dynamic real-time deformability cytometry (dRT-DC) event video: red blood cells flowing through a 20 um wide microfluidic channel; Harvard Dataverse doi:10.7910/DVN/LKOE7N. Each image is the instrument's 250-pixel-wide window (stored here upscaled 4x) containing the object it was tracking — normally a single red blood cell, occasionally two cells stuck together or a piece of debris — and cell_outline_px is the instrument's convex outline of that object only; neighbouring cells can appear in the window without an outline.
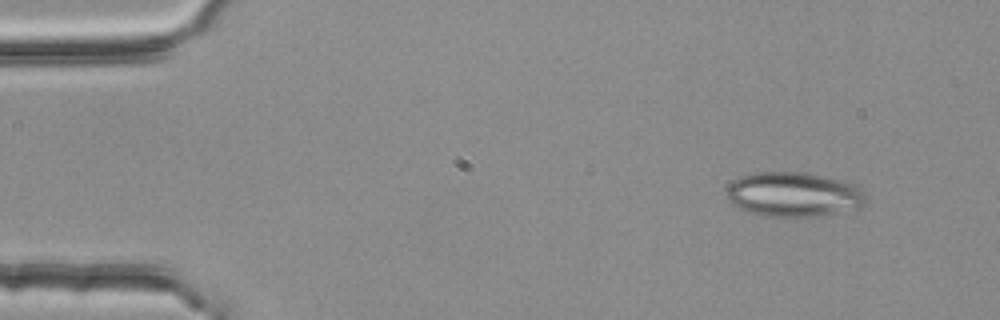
{"species": "common noctule bat (a hibernating species)", "species_latin": "Nyctalus noctula", "temperature_condition": "room temperature", "stored_images_in_passage": 4, "camera_frame_rate_fps": 3000, "um_per_image_px": 0.085, "animal": {"sex": "female", "body_mass_g": 25.1}, "frame": {"image": 1, "passage_image": 1, "time_ms": 0.0, "image_size_px": [1000, 320], "cell_outline_px": [[868, 200], [860, 208], [816, 216], [768, 216], [748, 212], [732, 204], [728, 200], [724, 192], [732, 180], [740, 176], [756, 172], [804, 172], [840, 180], [852, 184], [860, 188], [868, 196]], "centroid_in_image_um": [67.44, 16.52], "position_along_channel_um": 17.6, "area_um2": 36.36}}